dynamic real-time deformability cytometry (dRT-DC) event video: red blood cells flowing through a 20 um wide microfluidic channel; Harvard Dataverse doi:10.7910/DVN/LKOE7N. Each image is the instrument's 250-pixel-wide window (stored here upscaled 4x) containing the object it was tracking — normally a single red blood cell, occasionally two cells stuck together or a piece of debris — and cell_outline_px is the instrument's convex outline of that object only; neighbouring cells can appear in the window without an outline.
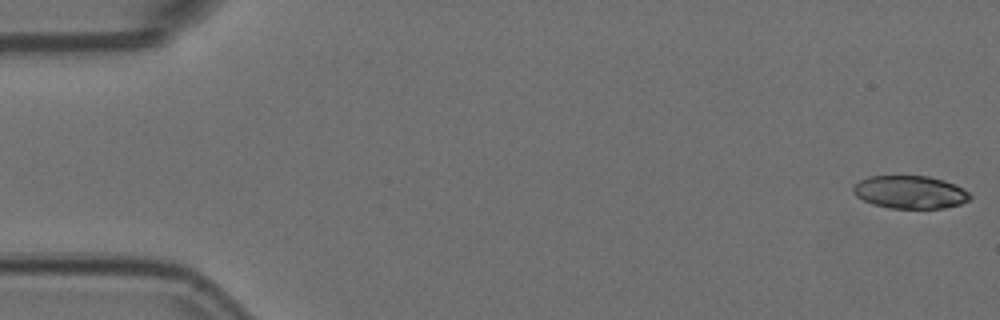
{"species": "Egyptian fruit bat (a non-hibernating species)", "species_latin": "Rousettus aegyptiacus", "temperature_condition": "room temperature", "stored_images_in_passage": 57, "camera_frame_rate_fps": 3000, "um_per_image_px": 0.085, "animal": {"sex": "female"}, "frame": {"image": 1, "passage_image": 1, "time_ms": 0.0, "image_size_px": [1000, 320], "cell_outline_px": [[972, 196], [968, 200], [960, 204], [944, 208], [888, 208], [872, 204], [856, 196], [852, 188], [860, 180], [868, 176], [928, 176], [944, 180], [968, 192]], "centroid_in_image_um": [77.33, 16.33], "position_along_channel_um": 7.7, "area_um2": 22.2}}
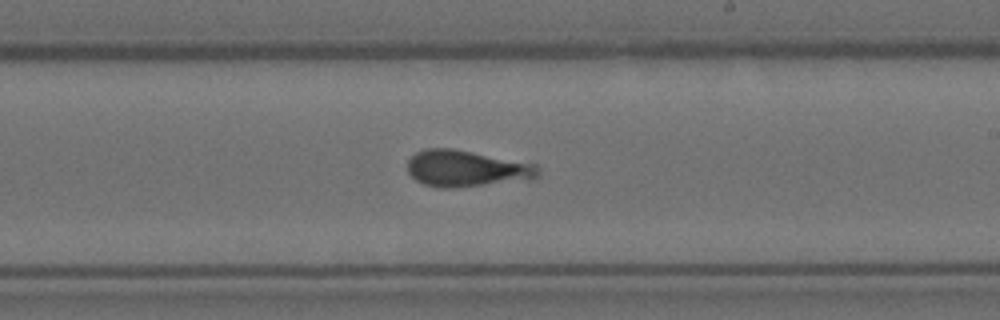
{"frame": {"image": 2, "passage_image": 33, "time_ms": 10.667, "image_size_px": [1000, 320], "cell_outline_px": [[540, 176], [532, 180], [456, 188], [440, 188], [424, 184], [416, 180], [408, 172], [408, 160], [416, 152], [424, 148], [452, 148], [536, 164], [540, 168]], "centroid_in_image_um": [39.69, 14.34], "position_along_channel_um": 249.3, "area_um2": 28.15}}
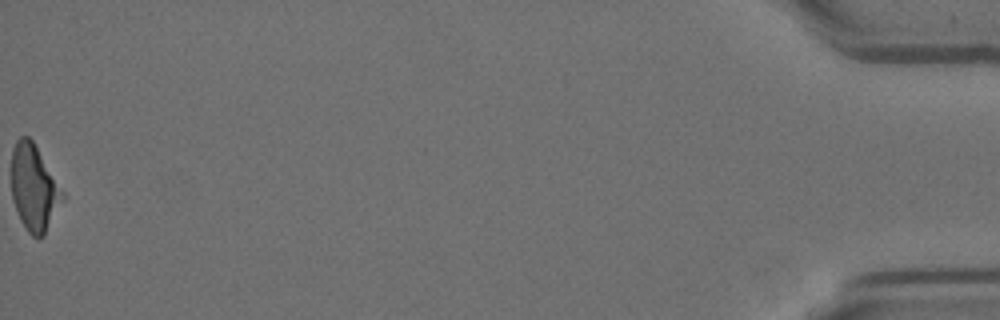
{"frame": {"image": 3, "passage_image": 57, "time_ms": 18.667, "image_size_px": [1000, 320], "cell_outline_px": [[64, 196], [44, 236], [32, 236], [28, 232], [20, 220], [12, 196], [12, 148], [16, 140], [20, 136], [28, 136], [32, 140], [64, 192]], "centroid_in_image_um": [2.88, 15.95], "position_along_channel_um": 432.3, "area_um2": 25.14}}